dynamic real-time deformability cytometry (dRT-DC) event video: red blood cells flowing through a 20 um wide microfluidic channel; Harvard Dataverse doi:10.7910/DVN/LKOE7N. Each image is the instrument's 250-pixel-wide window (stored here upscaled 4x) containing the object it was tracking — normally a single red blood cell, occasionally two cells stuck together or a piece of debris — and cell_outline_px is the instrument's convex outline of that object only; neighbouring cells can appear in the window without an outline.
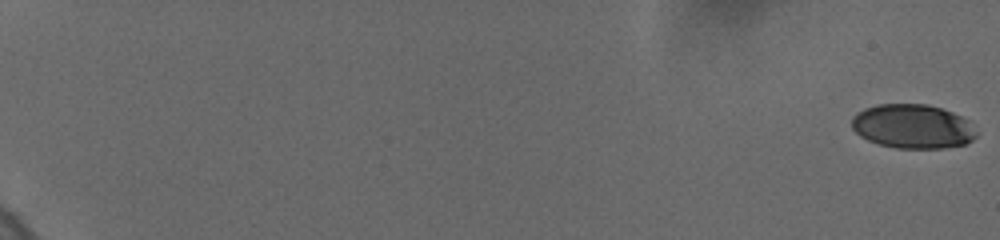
{"species": "human", "species_latin": "Homo sapiens", "temperature_condition": "cold", "stored_images_in_passage": 90, "camera_frame_rate_fps": 3000, "um_per_image_px": 0.085, "donor": {"sex": "female"}, "frame": {"image": 1, "passage_image": 1, "time_ms": 0.0, "image_size_px": [1000, 240], "cell_outline_px": [[976, 136], [972, 140], [964, 144], [944, 148], [896, 148], [880, 144], [868, 140], [860, 136], [852, 128], [852, 116], [856, 112], [864, 108], [876, 104], [928, 104], [952, 112], [968, 120], [976, 132]], "centroid_in_image_um": [77.55, 10.73], "position_along_channel_um": 7.5, "area_um2": 32.08}}
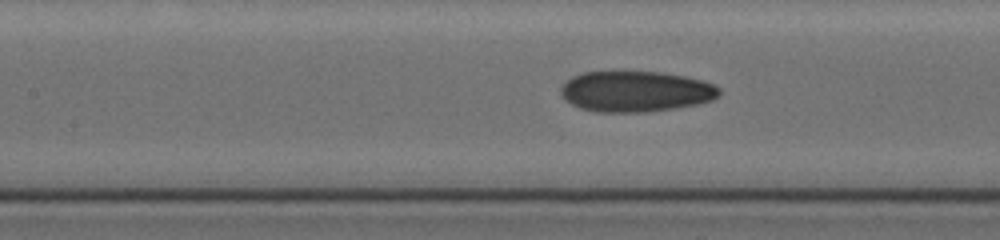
{"frame": {"image": 2, "passage_image": 48, "time_ms": 10.333, "image_size_px": [1000, 240], "cell_outline_px": [[720, 96], [712, 100], [696, 104], [676, 108], [644, 112], [596, 112], [580, 108], [564, 100], [560, 96], [560, 88], [572, 76], [584, 72], [660, 72], [684, 76], [704, 80], [716, 84], [720, 88]], "centroid_in_image_um": [54.05, 7.78], "position_along_channel_um": 153.4, "area_um2": 37.86}}
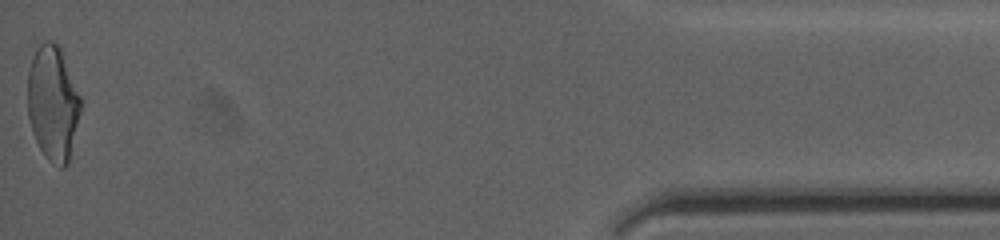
{"frame": {"image": 3, "passage_image": 90, "time_ms": 19.667, "image_size_px": [1000, 240], "cell_outline_px": [[80, 112], [68, 164], [64, 168], [60, 168], [52, 164], [44, 156], [32, 132], [28, 116], [28, 72], [32, 60], [40, 44], [48, 40], [52, 40], [60, 44], [80, 96]], "centroid_in_image_um": [4.5, 8.78], "position_along_channel_um": 430.7, "area_um2": 35.49}, "authors_computed_cell_mechanics": {"area_um2": 35.9516, "velocity_mm_per_s": 3.7147, "shape_relaxation_time_tau1_ms": 8.6865, "shape_relaxation_time_tau2_ms": 1.717, "deformation_change_tau1": 0.2028, "deformation_change_tau2": 0.0816}}